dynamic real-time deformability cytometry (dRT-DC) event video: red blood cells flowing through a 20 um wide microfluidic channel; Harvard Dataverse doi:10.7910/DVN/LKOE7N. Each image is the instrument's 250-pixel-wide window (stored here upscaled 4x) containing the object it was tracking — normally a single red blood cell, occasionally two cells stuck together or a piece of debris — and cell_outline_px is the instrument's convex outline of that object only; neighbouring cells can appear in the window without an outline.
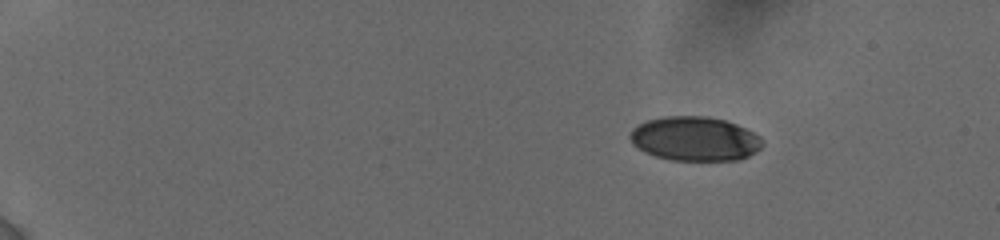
{"species": "human", "species_latin": "Homo sapiens", "temperature_condition": "cold", "stored_images_in_passage": 41, "camera_frame_rate_fps": 3000, "um_per_image_px": 0.085, "donor": {"sex": "female"}, "frame": {"image": 1, "passage_image": 1, "time_ms": 0.0, "image_size_px": [1000, 240], "cell_outline_px": [[764, 144], [756, 152], [748, 156], [736, 160], [672, 160], [656, 156], [644, 152], [632, 144], [628, 136], [632, 128], [648, 120], [664, 116], [708, 116], [724, 120], [736, 124], [760, 136], [764, 140]], "centroid_in_image_um": [59.05, 11.79], "position_along_channel_um": 25.9, "area_um2": 34.22}}
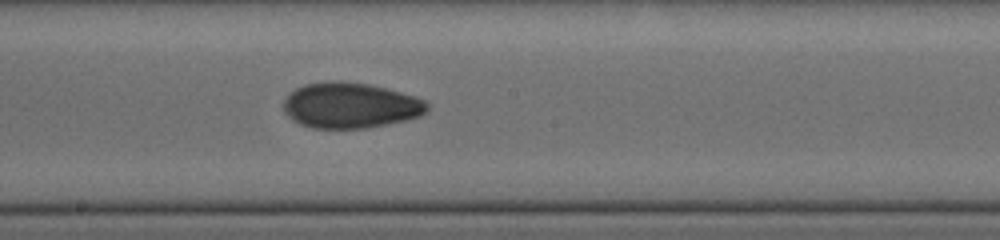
{"frame": {"image": 2, "passage_image": 24, "time_ms": 8.333, "image_size_px": [1000, 240], "cell_outline_px": [[428, 108], [420, 116], [388, 124], [368, 128], [312, 128], [300, 124], [292, 120], [284, 112], [284, 100], [296, 88], [304, 84], [332, 80], [340, 80], [368, 84], [416, 96], [424, 100], [428, 104]], "centroid_in_image_um": [29.76, 8.96], "position_along_channel_um": 218.4, "area_um2": 38.15}}
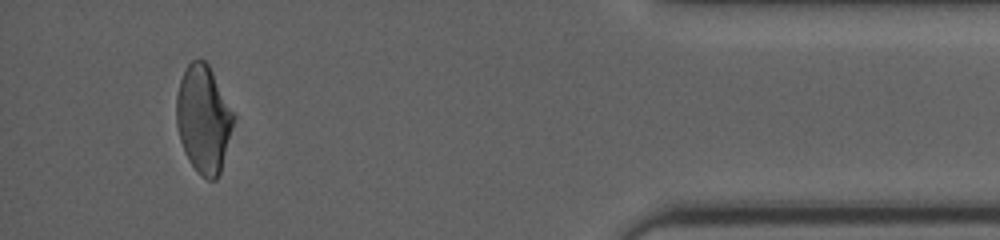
{"frame": {"image": 3, "passage_image": 40, "time_ms": 14.667, "image_size_px": [1000, 240], "cell_outline_px": [[232, 124], [220, 172], [216, 180], [208, 180], [200, 176], [188, 160], [184, 152], [180, 140], [176, 124], [176, 96], [180, 80], [188, 64], [192, 60], [204, 60], [208, 64], [232, 112]], "centroid_in_image_um": [17.24, 10.15], "position_along_channel_um": 418.0, "area_um2": 34.97}, "authors_computed_cell_mechanics": {"area_um2": 36.6452, "velocity_mm_per_s": 3.8444, "shape_relaxation_time_tau1_ms": 5.0901, "shape_relaxation_time_tau2_ms": 2.8297, "deformation_change_tau1": 0.1471, "deformation_change_tau2": 0.0656}}